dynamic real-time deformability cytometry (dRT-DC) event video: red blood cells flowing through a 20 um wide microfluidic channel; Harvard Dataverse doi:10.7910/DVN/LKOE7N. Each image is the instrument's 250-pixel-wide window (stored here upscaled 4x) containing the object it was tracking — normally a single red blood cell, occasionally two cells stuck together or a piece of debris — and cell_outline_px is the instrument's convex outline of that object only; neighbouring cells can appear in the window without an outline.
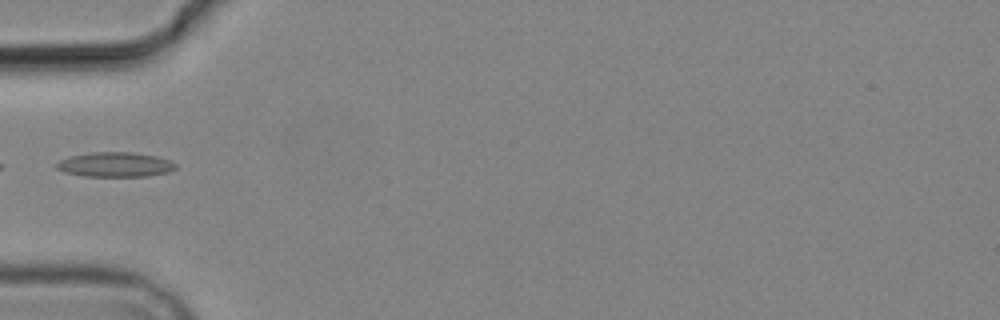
{"species": "common noctule bat (a hibernating species)", "species_latin": "Nyctalus noctula", "temperature_condition": "cold", "stored_images_in_passage": 6, "camera_frame_rate_fps": 3000, "um_per_image_px": 0.085, "animal": {"sex": "male", "body_mass_g": 19.2, "forearm_length_mm": 51.8}, "frame": {"image": 1, "passage_image": 6, "time_ms": 6.0, "image_size_px": [1000, 320], "cell_outline_px": [[176, 168], [168, 172], [148, 176], [84, 176], [64, 172], [56, 168], [56, 164], [60, 160], [68, 156], [92, 152], [132, 152], [156, 156], [172, 160], [176, 164]], "centroid_in_image_um": [9.8, 13.98], "position_along_channel_um": 75.2, "area_um2": 17.22}}